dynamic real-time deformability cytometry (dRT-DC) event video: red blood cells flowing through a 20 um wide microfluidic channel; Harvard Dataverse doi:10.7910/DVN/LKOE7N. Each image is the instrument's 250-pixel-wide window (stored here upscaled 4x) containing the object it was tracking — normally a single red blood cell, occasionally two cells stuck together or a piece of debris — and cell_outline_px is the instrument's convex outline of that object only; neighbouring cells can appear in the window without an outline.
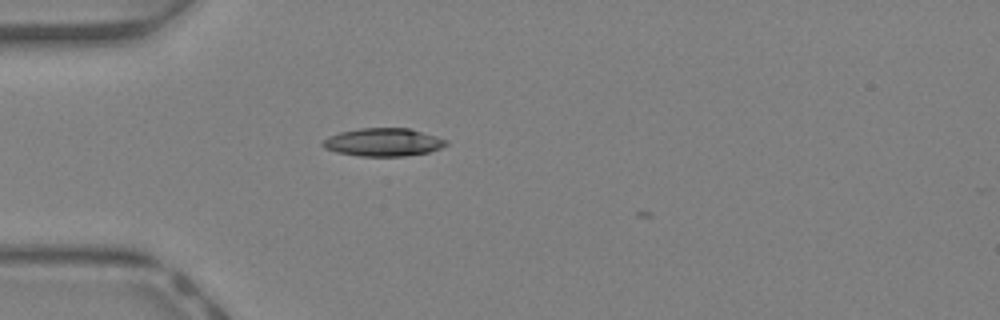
{"species": "Egyptian fruit bat (a non-hibernating species)", "species_latin": "Rousettus aegyptiacus", "temperature_condition": "warm", "stored_images_in_passage": 2, "camera_frame_rate_fps": 3000, "um_per_image_px": 0.085, "animal": {"sex": "female"}, "frame": {"image": 1, "passage_image": 1, "time_ms": 0.0, "image_size_px": [1000, 320], "cell_outline_px": [[448, 144], [440, 148], [428, 152], [404, 156], [360, 156], [336, 152], [324, 148], [320, 144], [328, 136], [340, 132], [360, 128], [408, 128], [436, 136], [448, 140]], "centroid_in_image_um": [32.56, 12.09], "position_along_channel_um": 52.4, "area_um2": 20.11}}